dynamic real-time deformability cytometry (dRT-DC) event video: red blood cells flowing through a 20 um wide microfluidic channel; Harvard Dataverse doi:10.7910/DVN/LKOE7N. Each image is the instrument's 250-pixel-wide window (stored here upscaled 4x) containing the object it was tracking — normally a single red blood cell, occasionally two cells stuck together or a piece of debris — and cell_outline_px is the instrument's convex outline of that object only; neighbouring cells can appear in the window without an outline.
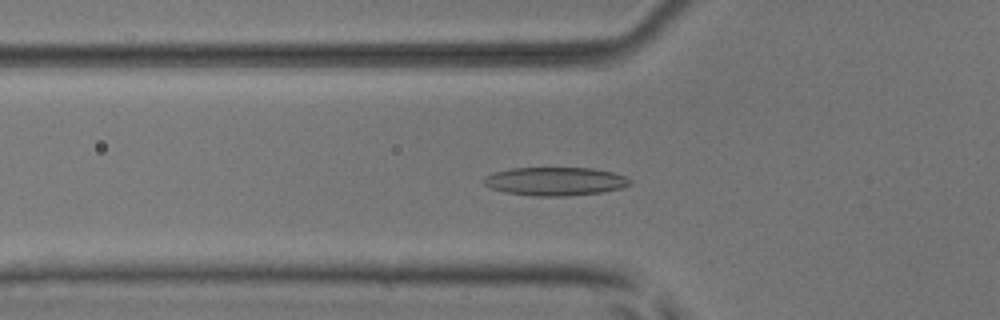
{"species": "common noctule bat (a hibernating species)", "species_latin": "Nyctalus noctula", "temperature_condition": "room temperature", "stored_images_in_passage": 34, "camera_frame_rate_fps": 3000, "um_per_image_px": 0.085, "animal": {"sex": "male", "body_mass_g": 17.9, "forearm_length_mm": 54.2}, "frame": {"image": 1, "passage_image": 7, "time_ms": 2.0, "image_size_px": [1000, 320], "cell_outline_px": [[632, 184], [620, 188], [604, 192], [564, 196], [532, 196], [504, 192], [488, 188], [484, 184], [484, 176], [492, 172], [512, 168], [592, 168], [612, 172], [624, 176], [632, 180]], "centroid_in_image_um": [47.16, 15.41], "position_along_channel_um": 78.6, "area_um2": 24.39}}
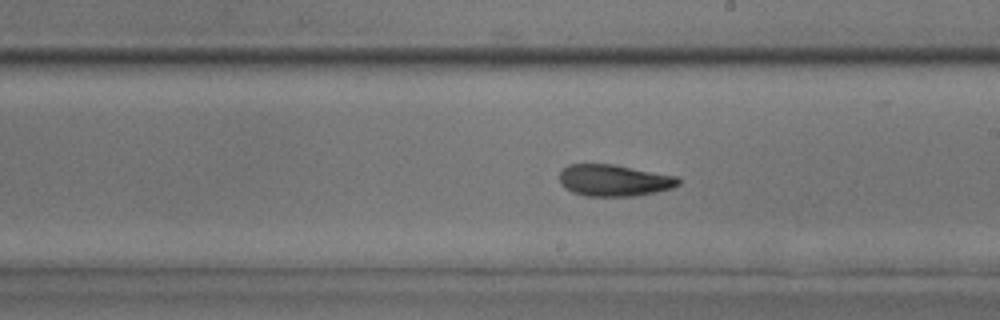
{"frame": {"image": 2, "passage_image": 19, "time_ms": 6.0, "image_size_px": [1000, 320], "cell_outline_px": [[680, 184], [672, 188], [656, 192], [636, 196], [584, 196], [572, 192], [564, 188], [560, 184], [560, 172], [568, 164], [612, 164], [676, 176], [680, 180]], "centroid_in_image_um": [52.17, 15.34], "position_along_channel_um": 236.8, "area_um2": 21.96}}
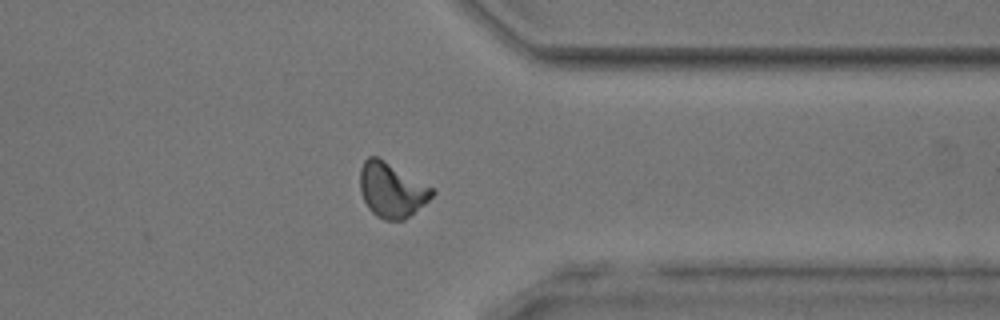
{"frame": {"image": 3, "passage_image": 30, "time_ms": 9.667, "image_size_px": [1000, 320], "cell_outline_px": [[436, 192], [424, 204], [404, 220], [384, 220], [376, 216], [368, 208], [360, 192], [360, 168], [364, 160], [368, 156], [376, 156], [384, 160], [436, 188]], "centroid_in_image_um": [33.3, 16.14], "position_along_channel_um": 378.1, "area_um2": 23.18}, "authors_computed_cell_mechanics": {"area_um2": 22.3108, "velocity_mm_per_s": 3.9685, "shape_relaxation_time_tau1_ms": 3.9417, "shape_relaxation_time_tau2_ms": 2.7568, "deformation_change_tau1": 0.1366, "deformation_change_tau2": 0.0928}}